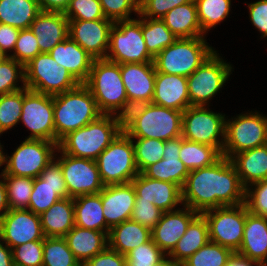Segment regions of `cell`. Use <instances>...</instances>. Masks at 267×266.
Here are the masks:
<instances>
[{"label":"cell","instance_id":"1","mask_svg":"<svg viewBox=\"0 0 267 266\" xmlns=\"http://www.w3.org/2000/svg\"><path fill=\"white\" fill-rule=\"evenodd\" d=\"M245 202V187L229 158L222 156L208 167L190 171L182 188V204L199 214Z\"/></svg>","mask_w":267,"mask_h":266},{"label":"cell","instance_id":"2","mask_svg":"<svg viewBox=\"0 0 267 266\" xmlns=\"http://www.w3.org/2000/svg\"><path fill=\"white\" fill-rule=\"evenodd\" d=\"M183 112L153 103L129 109L123 117V131L130 138H149L166 141L181 137Z\"/></svg>","mask_w":267,"mask_h":266},{"label":"cell","instance_id":"3","mask_svg":"<svg viewBox=\"0 0 267 266\" xmlns=\"http://www.w3.org/2000/svg\"><path fill=\"white\" fill-rule=\"evenodd\" d=\"M123 130V118L102 114L86 126L69 132L58 148L67 155L96 160Z\"/></svg>","mask_w":267,"mask_h":266},{"label":"cell","instance_id":"4","mask_svg":"<svg viewBox=\"0 0 267 266\" xmlns=\"http://www.w3.org/2000/svg\"><path fill=\"white\" fill-rule=\"evenodd\" d=\"M92 93L102 114L124 117L130 109L120 64L107 59H95L84 83Z\"/></svg>","mask_w":267,"mask_h":266},{"label":"cell","instance_id":"5","mask_svg":"<svg viewBox=\"0 0 267 266\" xmlns=\"http://www.w3.org/2000/svg\"><path fill=\"white\" fill-rule=\"evenodd\" d=\"M102 113L89 88L80 83L72 90L53 96L56 144L69 132L96 120Z\"/></svg>","mask_w":267,"mask_h":266},{"label":"cell","instance_id":"6","mask_svg":"<svg viewBox=\"0 0 267 266\" xmlns=\"http://www.w3.org/2000/svg\"><path fill=\"white\" fill-rule=\"evenodd\" d=\"M206 36L177 38L153 59L156 72L190 76L216 50L209 46Z\"/></svg>","mask_w":267,"mask_h":266},{"label":"cell","instance_id":"7","mask_svg":"<svg viewBox=\"0 0 267 266\" xmlns=\"http://www.w3.org/2000/svg\"><path fill=\"white\" fill-rule=\"evenodd\" d=\"M137 18L114 23L105 59L118 64L153 62L142 33V17Z\"/></svg>","mask_w":267,"mask_h":266},{"label":"cell","instance_id":"8","mask_svg":"<svg viewBox=\"0 0 267 266\" xmlns=\"http://www.w3.org/2000/svg\"><path fill=\"white\" fill-rule=\"evenodd\" d=\"M96 163L104 186L130 183L139 174L132 139L123 130Z\"/></svg>","mask_w":267,"mask_h":266},{"label":"cell","instance_id":"9","mask_svg":"<svg viewBox=\"0 0 267 266\" xmlns=\"http://www.w3.org/2000/svg\"><path fill=\"white\" fill-rule=\"evenodd\" d=\"M232 119V120H231ZM225 119V142L222 156L231 158L240 152L267 143V116L258 111L241 113Z\"/></svg>","mask_w":267,"mask_h":266},{"label":"cell","instance_id":"10","mask_svg":"<svg viewBox=\"0 0 267 266\" xmlns=\"http://www.w3.org/2000/svg\"><path fill=\"white\" fill-rule=\"evenodd\" d=\"M58 145L42 139H25L11 156L3 153L1 165L3 175L37 178L55 157Z\"/></svg>","mask_w":267,"mask_h":266},{"label":"cell","instance_id":"11","mask_svg":"<svg viewBox=\"0 0 267 266\" xmlns=\"http://www.w3.org/2000/svg\"><path fill=\"white\" fill-rule=\"evenodd\" d=\"M25 87L47 95H57L72 90L80 83L49 53H39L24 66Z\"/></svg>","mask_w":267,"mask_h":266},{"label":"cell","instance_id":"12","mask_svg":"<svg viewBox=\"0 0 267 266\" xmlns=\"http://www.w3.org/2000/svg\"><path fill=\"white\" fill-rule=\"evenodd\" d=\"M233 67L217 53H212L187 77L191 106H209V101L226 85Z\"/></svg>","mask_w":267,"mask_h":266},{"label":"cell","instance_id":"13","mask_svg":"<svg viewBox=\"0 0 267 266\" xmlns=\"http://www.w3.org/2000/svg\"><path fill=\"white\" fill-rule=\"evenodd\" d=\"M225 116L213 112L209 106H189L183 111L181 136L189 141L216 147L222 153Z\"/></svg>","mask_w":267,"mask_h":266},{"label":"cell","instance_id":"14","mask_svg":"<svg viewBox=\"0 0 267 266\" xmlns=\"http://www.w3.org/2000/svg\"><path fill=\"white\" fill-rule=\"evenodd\" d=\"M208 224L209 240L238 252L246 221V205L222 206L201 213Z\"/></svg>","mask_w":267,"mask_h":266},{"label":"cell","instance_id":"15","mask_svg":"<svg viewBox=\"0 0 267 266\" xmlns=\"http://www.w3.org/2000/svg\"><path fill=\"white\" fill-rule=\"evenodd\" d=\"M20 122L31 132L26 139H42L56 143L53 96L25 87Z\"/></svg>","mask_w":267,"mask_h":266},{"label":"cell","instance_id":"16","mask_svg":"<svg viewBox=\"0 0 267 266\" xmlns=\"http://www.w3.org/2000/svg\"><path fill=\"white\" fill-rule=\"evenodd\" d=\"M60 153V165L65 180L68 197L100 193L104 187L96 160L78 158Z\"/></svg>","mask_w":267,"mask_h":266},{"label":"cell","instance_id":"17","mask_svg":"<svg viewBox=\"0 0 267 266\" xmlns=\"http://www.w3.org/2000/svg\"><path fill=\"white\" fill-rule=\"evenodd\" d=\"M56 156L57 152L39 177L34 178L28 209L35 214L40 215L60 199L68 197L60 156Z\"/></svg>","mask_w":267,"mask_h":266},{"label":"cell","instance_id":"18","mask_svg":"<svg viewBox=\"0 0 267 266\" xmlns=\"http://www.w3.org/2000/svg\"><path fill=\"white\" fill-rule=\"evenodd\" d=\"M44 238L40 216L29 209H10L0 219V239L11 249Z\"/></svg>","mask_w":267,"mask_h":266},{"label":"cell","instance_id":"19","mask_svg":"<svg viewBox=\"0 0 267 266\" xmlns=\"http://www.w3.org/2000/svg\"><path fill=\"white\" fill-rule=\"evenodd\" d=\"M113 25L109 19L69 20V36L94 59H104Z\"/></svg>","mask_w":267,"mask_h":266},{"label":"cell","instance_id":"20","mask_svg":"<svg viewBox=\"0 0 267 266\" xmlns=\"http://www.w3.org/2000/svg\"><path fill=\"white\" fill-rule=\"evenodd\" d=\"M120 71L130 108L151 103L156 78L153 62L123 63Z\"/></svg>","mask_w":267,"mask_h":266},{"label":"cell","instance_id":"21","mask_svg":"<svg viewBox=\"0 0 267 266\" xmlns=\"http://www.w3.org/2000/svg\"><path fill=\"white\" fill-rule=\"evenodd\" d=\"M198 214L184 205L183 208L164 212L160 221L151 230L152 241L168 255Z\"/></svg>","mask_w":267,"mask_h":266},{"label":"cell","instance_id":"22","mask_svg":"<svg viewBox=\"0 0 267 266\" xmlns=\"http://www.w3.org/2000/svg\"><path fill=\"white\" fill-rule=\"evenodd\" d=\"M131 183L136 192V200H147L163 212L177 210L179 204L183 205L182 189L175 183L151 179L143 173H139Z\"/></svg>","mask_w":267,"mask_h":266},{"label":"cell","instance_id":"23","mask_svg":"<svg viewBox=\"0 0 267 266\" xmlns=\"http://www.w3.org/2000/svg\"><path fill=\"white\" fill-rule=\"evenodd\" d=\"M100 195L103 215L110 228L130 220L136 201V192L131 182L104 186Z\"/></svg>","mask_w":267,"mask_h":266},{"label":"cell","instance_id":"24","mask_svg":"<svg viewBox=\"0 0 267 266\" xmlns=\"http://www.w3.org/2000/svg\"><path fill=\"white\" fill-rule=\"evenodd\" d=\"M181 137L165 141L163 159L147 167L142 173L151 179L175 183L183 188L190 171L180 160Z\"/></svg>","mask_w":267,"mask_h":266},{"label":"cell","instance_id":"25","mask_svg":"<svg viewBox=\"0 0 267 266\" xmlns=\"http://www.w3.org/2000/svg\"><path fill=\"white\" fill-rule=\"evenodd\" d=\"M155 105L185 111L190 105L187 77L156 72L154 96Z\"/></svg>","mask_w":267,"mask_h":266},{"label":"cell","instance_id":"26","mask_svg":"<svg viewBox=\"0 0 267 266\" xmlns=\"http://www.w3.org/2000/svg\"><path fill=\"white\" fill-rule=\"evenodd\" d=\"M41 53H49L69 36V20L64 13L41 11L30 25Z\"/></svg>","mask_w":267,"mask_h":266},{"label":"cell","instance_id":"27","mask_svg":"<svg viewBox=\"0 0 267 266\" xmlns=\"http://www.w3.org/2000/svg\"><path fill=\"white\" fill-rule=\"evenodd\" d=\"M49 54L61 67L66 68L79 83L87 81L95 59L70 36L58 43Z\"/></svg>","mask_w":267,"mask_h":266},{"label":"cell","instance_id":"28","mask_svg":"<svg viewBox=\"0 0 267 266\" xmlns=\"http://www.w3.org/2000/svg\"><path fill=\"white\" fill-rule=\"evenodd\" d=\"M237 253L267 266V218L251 214L247 207L243 240Z\"/></svg>","mask_w":267,"mask_h":266},{"label":"cell","instance_id":"29","mask_svg":"<svg viewBox=\"0 0 267 266\" xmlns=\"http://www.w3.org/2000/svg\"><path fill=\"white\" fill-rule=\"evenodd\" d=\"M64 239L81 265L108 246V235L105 232L84 229L76 225L64 236Z\"/></svg>","mask_w":267,"mask_h":266},{"label":"cell","instance_id":"30","mask_svg":"<svg viewBox=\"0 0 267 266\" xmlns=\"http://www.w3.org/2000/svg\"><path fill=\"white\" fill-rule=\"evenodd\" d=\"M230 160L245 188L267 179V144L235 154Z\"/></svg>","mask_w":267,"mask_h":266},{"label":"cell","instance_id":"31","mask_svg":"<svg viewBox=\"0 0 267 266\" xmlns=\"http://www.w3.org/2000/svg\"><path fill=\"white\" fill-rule=\"evenodd\" d=\"M45 237H64L74 226V199L62 198L40 215Z\"/></svg>","mask_w":267,"mask_h":266},{"label":"cell","instance_id":"32","mask_svg":"<svg viewBox=\"0 0 267 266\" xmlns=\"http://www.w3.org/2000/svg\"><path fill=\"white\" fill-rule=\"evenodd\" d=\"M161 19L177 38L206 36L199 23L195 0L171 9Z\"/></svg>","mask_w":267,"mask_h":266},{"label":"cell","instance_id":"33","mask_svg":"<svg viewBox=\"0 0 267 266\" xmlns=\"http://www.w3.org/2000/svg\"><path fill=\"white\" fill-rule=\"evenodd\" d=\"M74 199L75 225L109 235L110 227L106 224L103 215V206L100 193L77 196Z\"/></svg>","mask_w":267,"mask_h":266},{"label":"cell","instance_id":"34","mask_svg":"<svg viewBox=\"0 0 267 266\" xmlns=\"http://www.w3.org/2000/svg\"><path fill=\"white\" fill-rule=\"evenodd\" d=\"M150 239L151 230L130 219L110 229L108 246L118 253L126 255L129 251Z\"/></svg>","mask_w":267,"mask_h":266},{"label":"cell","instance_id":"35","mask_svg":"<svg viewBox=\"0 0 267 266\" xmlns=\"http://www.w3.org/2000/svg\"><path fill=\"white\" fill-rule=\"evenodd\" d=\"M209 241L208 224L198 214L188 225L185 234L168 254L179 266Z\"/></svg>","mask_w":267,"mask_h":266},{"label":"cell","instance_id":"36","mask_svg":"<svg viewBox=\"0 0 267 266\" xmlns=\"http://www.w3.org/2000/svg\"><path fill=\"white\" fill-rule=\"evenodd\" d=\"M41 12L37 0H0V23L29 29Z\"/></svg>","mask_w":267,"mask_h":266},{"label":"cell","instance_id":"37","mask_svg":"<svg viewBox=\"0 0 267 266\" xmlns=\"http://www.w3.org/2000/svg\"><path fill=\"white\" fill-rule=\"evenodd\" d=\"M179 154L180 160L189 171L213 165L222 157L216 147L189 141L182 136Z\"/></svg>","mask_w":267,"mask_h":266},{"label":"cell","instance_id":"38","mask_svg":"<svg viewBox=\"0 0 267 266\" xmlns=\"http://www.w3.org/2000/svg\"><path fill=\"white\" fill-rule=\"evenodd\" d=\"M142 33L147 50L153 57L177 40L162 19L142 17Z\"/></svg>","mask_w":267,"mask_h":266},{"label":"cell","instance_id":"39","mask_svg":"<svg viewBox=\"0 0 267 266\" xmlns=\"http://www.w3.org/2000/svg\"><path fill=\"white\" fill-rule=\"evenodd\" d=\"M202 32L206 35L224 21L231 10V0H195Z\"/></svg>","mask_w":267,"mask_h":266},{"label":"cell","instance_id":"40","mask_svg":"<svg viewBox=\"0 0 267 266\" xmlns=\"http://www.w3.org/2000/svg\"><path fill=\"white\" fill-rule=\"evenodd\" d=\"M43 266H82L69 249L64 237H45Z\"/></svg>","mask_w":267,"mask_h":266},{"label":"cell","instance_id":"41","mask_svg":"<svg viewBox=\"0 0 267 266\" xmlns=\"http://www.w3.org/2000/svg\"><path fill=\"white\" fill-rule=\"evenodd\" d=\"M9 209H28L34 179L14 175H3Z\"/></svg>","mask_w":267,"mask_h":266},{"label":"cell","instance_id":"42","mask_svg":"<svg viewBox=\"0 0 267 266\" xmlns=\"http://www.w3.org/2000/svg\"><path fill=\"white\" fill-rule=\"evenodd\" d=\"M232 254L230 249L209 240L180 266H226Z\"/></svg>","mask_w":267,"mask_h":266},{"label":"cell","instance_id":"43","mask_svg":"<svg viewBox=\"0 0 267 266\" xmlns=\"http://www.w3.org/2000/svg\"><path fill=\"white\" fill-rule=\"evenodd\" d=\"M131 139L134 145L135 163L139 173L163 159L165 141L149 138Z\"/></svg>","mask_w":267,"mask_h":266},{"label":"cell","instance_id":"44","mask_svg":"<svg viewBox=\"0 0 267 266\" xmlns=\"http://www.w3.org/2000/svg\"><path fill=\"white\" fill-rule=\"evenodd\" d=\"M24 88L0 95V135L20 123Z\"/></svg>","mask_w":267,"mask_h":266},{"label":"cell","instance_id":"45","mask_svg":"<svg viewBox=\"0 0 267 266\" xmlns=\"http://www.w3.org/2000/svg\"><path fill=\"white\" fill-rule=\"evenodd\" d=\"M19 82L23 85L19 86ZM24 82V66L13 58L3 57L0 60V95L25 88Z\"/></svg>","mask_w":267,"mask_h":266},{"label":"cell","instance_id":"46","mask_svg":"<svg viewBox=\"0 0 267 266\" xmlns=\"http://www.w3.org/2000/svg\"><path fill=\"white\" fill-rule=\"evenodd\" d=\"M39 53L37 38L29 28L20 30L13 53H9V57L25 66Z\"/></svg>","mask_w":267,"mask_h":266},{"label":"cell","instance_id":"47","mask_svg":"<svg viewBox=\"0 0 267 266\" xmlns=\"http://www.w3.org/2000/svg\"><path fill=\"white\" fill-rule=\"evenodd\" d=\"M12 256L14 266H43V240L13 247Z\"/></svg>","mask_w":267,"mask_h":266},{"label":"cell","instance_id":"48","mask_svg":"<svg viewBox=\"0 0 267 266\" xmlns=\"http://www.w3.org/2000/svg\"><path fill=\"white\" fill-rule=\"evenodd\" d=\"M166 254L150 239L126 254V266H152Z\"/></svg>","mask_w":267,"mask_h":266},{"label":"cell","instance_id":"49","mask_svg":"<svg viewBox=\"0 0 267 266\" xmlns=\"http://www.w3.org/2000/svg\"><path fill=\"white\" fill-rule=\"evenodd\" d=\"M244 204L251 214L267 218V179L245 188Z\"/></svg>","mask_w":267,"mask_h":266},{"label":"cell","instance_id":"50","mask_svg":"<svg viewBox=\"0 0 267 266\" xmlns=\"http://www.w3.org/2000/svg\"><path fill=\"white\" fill-rule=\"evenodd\" d=\"M106 19L118 22L130 20L131 13L139 14V0H99Z\"/></svg>","mask_w":267,"mask_h":266},{"label":"cell","instance_id":"51","mask_svg":"<svg viewBox=\"0 0 267 266\" xmlns=\"http://www.w3.org/2000/svg\"><path fill=\"white\" fill-rule=\"evenodd\" d=\"M64 14L68 20L106 19L99 0H71Z\"/></svg>","mask_w":267,"mask_h":266},{"label":"cell","instance_id":"52","mask_svg":"<svg viewBox=\"0 0 267 266\" xmlns=\"http://www.w3.org/2000/svg\"><path fill=\"white\" fill-rule=\"evenodd\" d=\"M163 211L147 200H136L130 219L152 230L160 221Z\"/></svg>","mask_w":267,"mask_h":266},{"label":"cell","instance_id":"53","mask_svg":"<svg viewBox=\"0 0 267 266\" xmlns=\"http://www.w3.org/2000/svg\"><path fill=\"white\" fill-rule=\"evenodd\" d=\"M191 0H139V15L149 19H161L171 9Z\"/></svg>","mask_w":267,"mask_h":266},{"label":"cell","instance_id":"54","mask_svg":"<svg viewBox=\"0 0 267 266\" xmlns=\"http://www.w3.org/2000/svg\"><path fill=\"white\" fill-rule=\"evenodd\" d=\"M249 18L252 25L260 32L261 38L267 37V0L248 4Z\"/></svg>","mask_w":267,"mask_h":266},{"label":"cell","instance_id":"55","mask_svg":"<svg viewBox=\"0 0 267 266\" xmlns=\"http://www.w3.org/2000/svg\"><path fill=\"white\" fill-rule=\"evenodd\" d=\"M82 266H126V255L120 254L107 246Z\"/></svg>","mask_w":267,"mask_h":266},{"label":"cell","instance_id":"56","mask_svg":"<svg viewBox=\"0 0 267 266\" xmlns=\"http://www.w3.org/2000/svg\"><path fill=\"white\" fill-rule=\"evenodd\" d=\"M20 29L0 23V53L9 57L8 52L14 50Z\"/></svg>","mask_w":267,"mask_h":266},{"label":"cell","instance_id":"57","mask_svg":"<svg viewBox=\"0 0 267 266\" xmlns=\"http://www.w3.org/2000/svg\"><path fill=\"white\" fill-rule=\"evenodd\" d=\"M71 0H37L41 11L65 13Z\"/></svg>","mask_w":267,"mask_h":266},{"label":"cell","instance_id":"58","mask_svg":"<svg viewBox=\"0 0 267 266\" xmlns=\"http://www.w3.org/2000/svg\"><path fill=\"white\" fill-rule=\"evenodd\" d=\"M226 266H263V265L257 261L249 259L248 257L242 256L237 252H234L230 256Z\"/></svg>","mask_w":267,"mask_h":266},{"label":"cell","instance_id":"59","mask_svg":"<svg viewBox=\"0 0 267 266\" xmlns=\"http://www.w3.org/2000/svg\"><path fill=\"white\" fill-rule=\"evenodd\" d=\"M0 266H14L12 249L0 239Z\"/></svg>","mask_w":267,"mask_h":266},{"label":"cell","instance_id":"60","mask_svg":"<svg viewBox=\"0 0 267 266\" xmlns=\"http://www.w3.org/2000/svg\"><path fill=\"white\" fill-rule=\"evenodd\" d=\"M0 219L10 210L7 202L6 185L3 173L0 172Z\"/></svg>","mask_w":267,"mask_h":266},{"label":"cell","instance_id":"61","mask_svg":"<svg viewBox=\"0 0 267 266\" xmlns=\"http://www.w3.org/2000/svg\"><path fill=\"white\" fill-rule=\"evenodd\" d=\"M152 266H179L169 255H165L161 260Z\"/></svg>","mask_w":267,"mask_h":266},{"label":"cell","instance_id":"62","mask_svg":"<svg viewBox=\"0 0 267 266\" xmlns=\"http://www.w3.org/2000/svg\"><path fill=\"white\" fill-rule=\"evenodd\" d=\"M1 161H2V145H1V142H0V167H3L1 165Z\"/></svg>","mask_w":267,"mask_h":266},{"label":"cell","instance_id":"63","mask_svg":"<svg viewBox=\"0 0 267 266\" xmlns=\"http://www.w3.org/2000/svg\"><path fill=\"white\" fill-rule=\"evenodd\" d=\"M4 56L0 53V60L3 58Z\"/></svg>","mask_w":267,"mask_h":266}]
</instances>
